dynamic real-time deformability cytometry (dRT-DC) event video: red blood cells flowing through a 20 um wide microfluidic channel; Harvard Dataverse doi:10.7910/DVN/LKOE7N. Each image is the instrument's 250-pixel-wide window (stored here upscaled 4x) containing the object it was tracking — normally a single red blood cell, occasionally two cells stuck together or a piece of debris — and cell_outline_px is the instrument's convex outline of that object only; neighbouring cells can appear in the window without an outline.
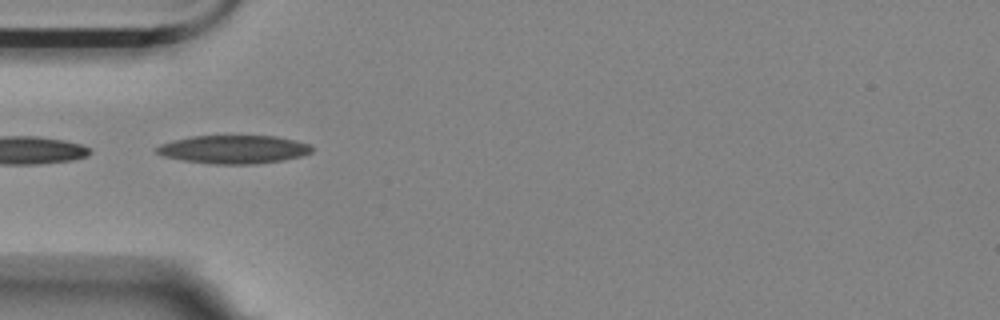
{"species": "Egyptian fruit bat (a non-hibernating species)", "species_latin": "Rousettus aegyptiacus", "temperature_condition": "room temperature", "stored_images_in_passage": 18, "camera_frame_rate_fps": 3000, "um_per_image_px": 0.085, "animal": {"sex": "female"}, "frame": {"image": 1, "passage_image": 1, "time_ms": 0.0, "image_size_px": [1000, 320], "cell_outline_px": [[312, 152], [300, 156], [284, 160], [256, 164], [208, 164], [184, 160], [164, 156], [156, 152], [156, 148], [160, 144], [192, 136], [276, 136], [308, 144], [312, 148]], "centroid_in_image_um": [19.86, 12.71], "position_along_channel_um": 65.1, "area_um2": 25.37}}